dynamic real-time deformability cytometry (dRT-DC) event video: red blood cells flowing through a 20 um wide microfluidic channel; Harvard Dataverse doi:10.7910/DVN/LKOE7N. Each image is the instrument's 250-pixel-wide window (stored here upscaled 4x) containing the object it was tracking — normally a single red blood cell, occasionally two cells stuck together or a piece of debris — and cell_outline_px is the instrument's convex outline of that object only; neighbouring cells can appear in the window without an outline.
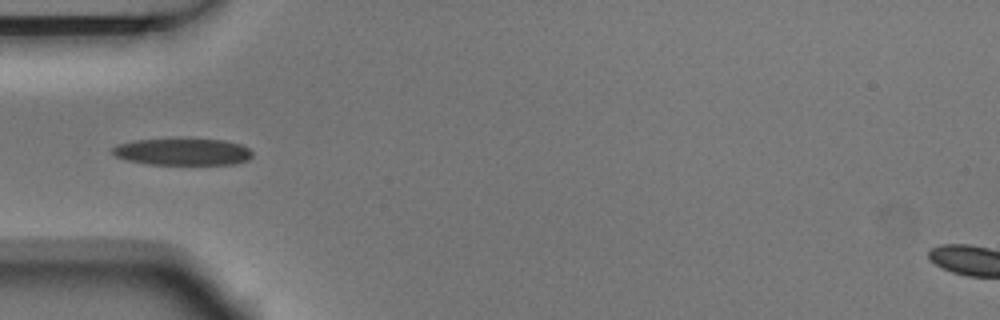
{"species": "Egyptian fruit bat (a non-hibernating species)", "species_latin": "Rousettus aegyptiacus", "temperature_condition": "room temperature", "stored_images_in_passage": 6, "camera_frame_rate_fps": 3000, "um_per_image_px": 0.085, "animal": {"sex": "male"}, "frame": {"image": 1, "passage_image": 6, "time_ms": 1.667, "image_size_px": [1000, 320], "cell_outline_px": [[252, 156], [248, 160], [236, 164], [148, 164], [128, 160], [116, 156], [112, 152], [112, 148], [116, 144], [132, 140], [224, 140], [240, 144], [248, 148], [252, 152]], "centroid_in_image_um": [15.53, 12.91], "position_along_channel_um": 69.5, "area_um2": 21.56}}